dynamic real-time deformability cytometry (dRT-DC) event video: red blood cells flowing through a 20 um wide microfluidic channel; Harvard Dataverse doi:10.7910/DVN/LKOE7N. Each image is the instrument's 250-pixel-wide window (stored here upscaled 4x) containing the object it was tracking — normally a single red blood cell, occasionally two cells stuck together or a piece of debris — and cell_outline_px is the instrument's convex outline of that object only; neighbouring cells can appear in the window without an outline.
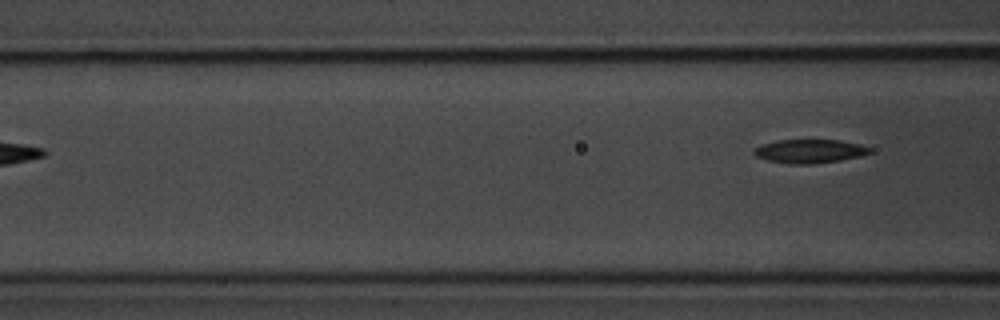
{"species": "common noctule bat (a hibernating species)", "species_latin": "Nyctalus noctula", "temperature_condition": "room temperature", "stored_images_in_passage": 8, "segment_of_instrument_passage": [2, 2], "camera_frame_rate_fps": 3000, "um_per_image_px": 0.085, "animal": {"sex": "male", "body_mass_g": 20.1, "forearm_length_mm": 53.5}, "frame": {"image": 1, "passage_image": 8, "time_ms": 8.667, "image_size_px": [1000, 320], "cell_outline_px": [[872, 152], [860, 156], [840, 160], [812, 164], [788, 164], [768, 160], [756, 156], [752, 152], [752, 148], [760, 144], [780, 140], [840, 140], [860, 144], [872, 148]], "centroid_in_image_um": [68.8, 12.85], "position_along_channel_um": 97.8, "area_um2": 16.13}}